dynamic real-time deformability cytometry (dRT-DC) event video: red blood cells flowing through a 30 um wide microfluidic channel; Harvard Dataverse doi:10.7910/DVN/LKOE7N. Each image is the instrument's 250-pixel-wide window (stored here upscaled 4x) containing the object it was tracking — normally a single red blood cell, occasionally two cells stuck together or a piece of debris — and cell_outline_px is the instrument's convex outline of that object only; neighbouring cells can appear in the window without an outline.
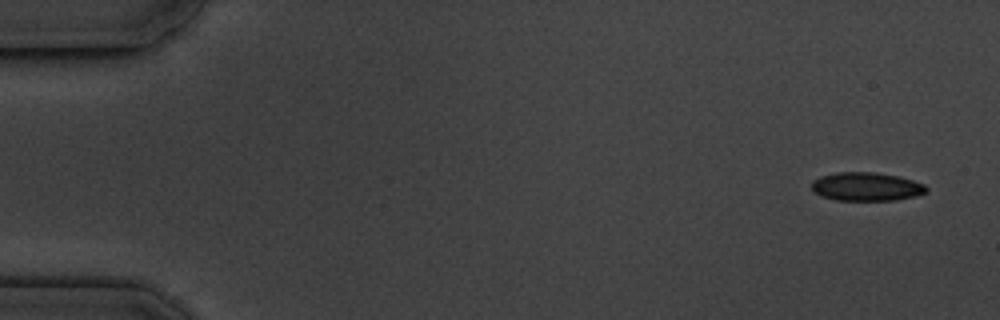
{"species": "common noctule bat (a hibernating species)", "species_latin": "Nyctalus noctula", "temperature_condition": "cold", "stored_images_in_passage": 4, "camera_frame_rate_fps": 3000, "um_per_image_px": 0.085, "animal": {"sex": "male", "body_mass_g": 19.5, "forearm_length_mm": 54.6}, "frame": {"image": 1, "passage_image": 1, "time_ms": 0.0, "image_size_px": [1000, 320], "cell_outline_px": [[928, 192], [916, 196], [896, 200], [836, 200], [820, 196], [812, 188], [812, 180], [820, 176], [836, 172], [872, 172], [900, 176], [924, 184], [928, 188]], "centroid_in_image_um": [73.66, 15.86], "position_along_channel_um": 11.3, "area_um2": 19.19}}